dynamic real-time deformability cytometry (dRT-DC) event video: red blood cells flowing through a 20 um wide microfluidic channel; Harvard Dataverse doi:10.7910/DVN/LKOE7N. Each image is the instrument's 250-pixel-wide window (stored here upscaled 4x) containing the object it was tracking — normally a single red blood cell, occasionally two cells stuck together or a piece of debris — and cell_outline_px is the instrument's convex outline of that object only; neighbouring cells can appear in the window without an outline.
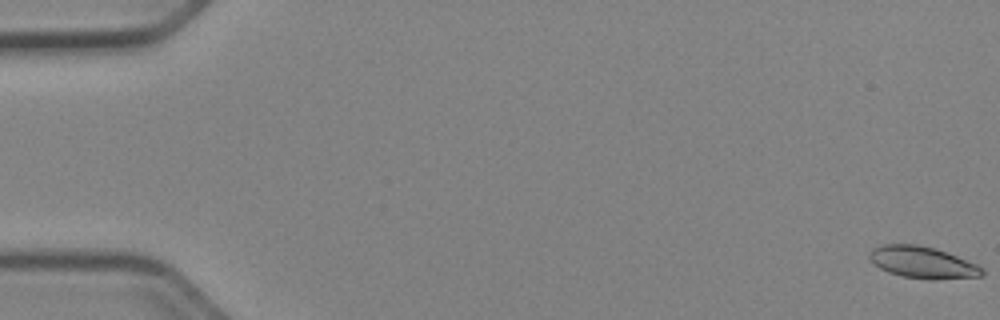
{"species": "Egyptian fruit bat (a non-hibernating species)", "species_latin": "Rousettus aegyptiacus", "temperature_condition": "cold", "stored_images_in_passage": 53, "camera_frame_rate_fps": 3000, "um_per_image_px": 0.085, "animal": {"sex": "female"}, "frame": {"image": 1, "passage_image": 1, "time_ms": 0.0, "image_size_px": [1000, 320], "cell_outline_px": [[984, 276], [936, 280], [932, 280], [904, 276], [888, 272], [880, 268], [868, 256], [872, 248], [884, 244], [916, 244], [936, 248], [948, 252], [976, 264], [984, 268]], "centroid_in_image_um": [78.46, 22.3], "position_along_channel_um": 6.5, "area_um2": 20.92}}
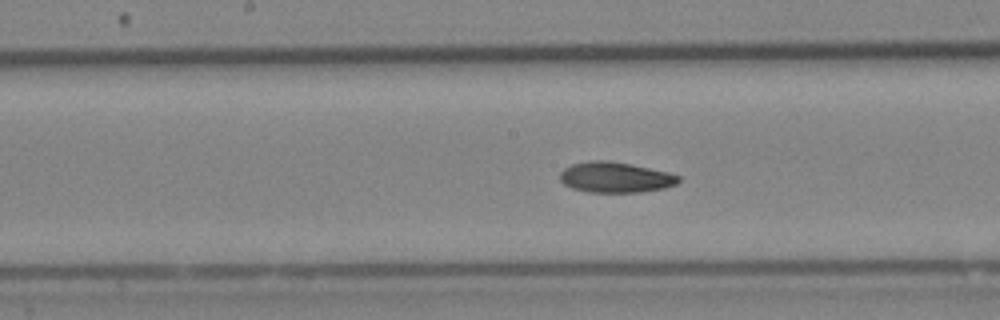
{"frame": {"image": 2, "passage_image": 28, "time_ms": 9.0, "image_size_px": [1000, 320], "cell_outline_px": [[680, 180], [676, 184], [664, 188], [640, 192], [588, 192], [572, 188], [564, 184], [560, 180], [560, 172], [564, 168], [572, 164], [588, 160], [608, 160], [668, 172], [680, 176]], "centroid_in_image_um": [52.28, 15.07], "position_along_channel_um": 195.9, "area_um2": 21.04}}
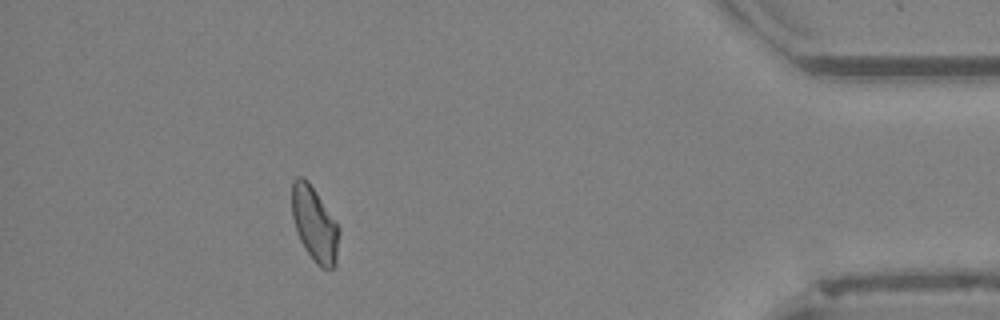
{"frame": {"image": 3, "passage_image": 48, "time_ms": 15.667, "image_size_px": [1000, 320], "cell_outline_px": [[340, 232], [336, 264], [332, 268], [320, 268], [316, 264], [304, 248], [300, 240], [292, 216], [292, 180], [296, 176], [300, 176], [308, 180], [336, 220], [340, 228]], "centroid_in_image_um": [26.75, 19.04], "position_along_channel_um": 408.4, "area_um2": 20.75}, "authors_computed_cell_mechanics": {"area_um2": 20.9236, "velocity_mm_per_s": 3.9336, "shape_relaxation_time_tau1_ms": 4.847, "shape_relaxation_time_tau2_ms": 6.01, "deformation_change_tau1": 0.1219, "deformation_change_tau2": 0.1085}}